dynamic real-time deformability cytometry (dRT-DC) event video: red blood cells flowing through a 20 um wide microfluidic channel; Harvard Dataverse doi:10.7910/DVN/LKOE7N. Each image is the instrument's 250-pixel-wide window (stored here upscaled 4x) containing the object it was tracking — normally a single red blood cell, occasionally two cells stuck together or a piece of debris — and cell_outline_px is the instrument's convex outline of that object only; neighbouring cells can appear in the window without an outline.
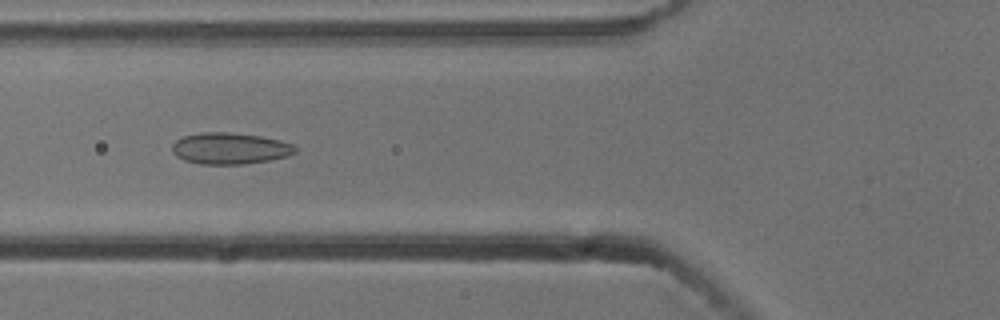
{"species": "common noctule bat (a hibernating species)", "species_latin": "Nyctalus noctula", "temperature_condition": "cold", "stored_images_in_passage": 5, "camera_frame_rate_fps": 3000, "um_per_image_px": 0.085, "animal": {"sex": "male", "body_mass_g": 13.3}, "frame": {"image": 1, "passage_image": 5, "time_ms": 1.333, "image_size_px": [1000, 320], "cell_outline_px": [[296, 152], [288, 156], [268, 160], [244, 164], [200, 164], [184, 160], [176, 156], [172, 152], [172, 144], [176, 140], [184, 136], [200, 132], [232, 132], [260, 136], [280, 140], [292, 144], [296, 148]], "centroid_in_image_um": [19.52, 12.61], "position_along_channel_um": 106.3, "area_um2": 22.6}}